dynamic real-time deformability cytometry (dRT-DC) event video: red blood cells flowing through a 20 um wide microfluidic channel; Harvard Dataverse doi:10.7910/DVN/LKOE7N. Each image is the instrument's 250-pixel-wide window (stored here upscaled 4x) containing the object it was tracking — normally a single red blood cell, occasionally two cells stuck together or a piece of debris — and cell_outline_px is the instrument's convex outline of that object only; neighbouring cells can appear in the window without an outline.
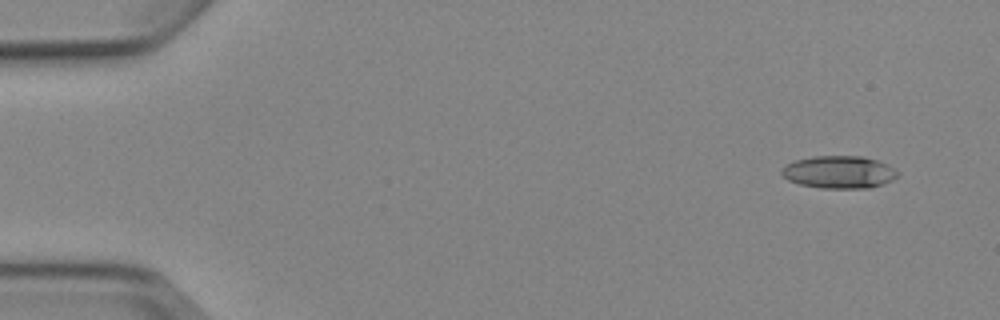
{"species": "Egyptian fruit bat (a non-hibernating species)", "species_latin": "Rousettus aegyptiacus", "temperature_condition": "cold", "stored_images_in_passage": 6, "camera_frame_rate_fps": 3000, "um_per_image_px": 0.085, "animal": {"sex": "female"}, "frame": {"image": 1, "passage_image": 1, "time_ms": 0.0, "image_size_px": [1000, 320], "cell_outline_px": [[900, 172], [892, 180], [884, 184], [868, 188], [820, 188], [800, 184], [788, 180], [780, 172], [788, 164], [796, 160], [812, 156], [860, 156], [876, 160], [888, 164]], "centroid_in_image_um": [71.35, 14.63], "position_along_channel_um": 13.7, "area_um2": 21.91}}
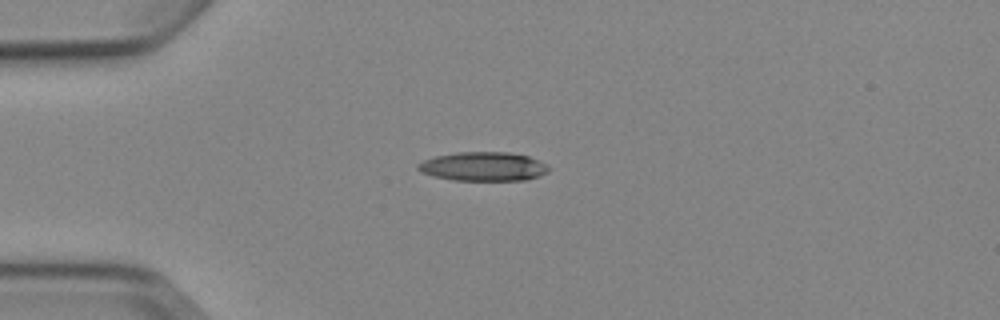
{"frame": {"image": 2, "passage_image": 4, "time_ms": 3.333, "image_size_px": [1000, 320], "cell_outline_px": [[548, 172], [540, 176], [524, 180], [452, 180], [432, 176], [420, 172], [416, 168], [416, 164], [424, 160], [436, 156], [456, 152], [508, 152], [528, 156], [540, 160], [548, 164]], "centroid_in_image_um": [41.07, 14.15], "position_along_channel_um": 43.9, "area_um2": 22.25}}
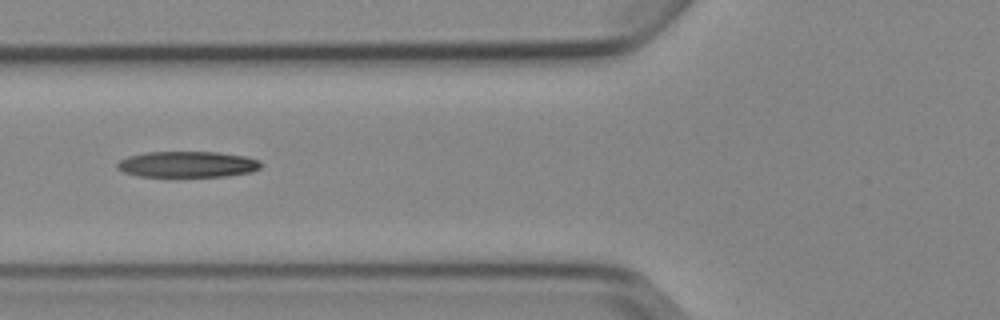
{"frame": {"image": 3, "passage_image": 6, "time_ms": 5.667, "image_size_px": [1000, 320], "cell_outline_px": [[260, 168], [252, 172], [228, 176], [136, 176], [124, 172], [116, 168], [116, 164], [120, 160], [128, 156], [144, 152], [216, 152], [248, 156], [260, 160]], "centroid_in_image_um": [15.94, 13.96], "position_along_channel_um": 109.9, "area_um2": 21.91}}